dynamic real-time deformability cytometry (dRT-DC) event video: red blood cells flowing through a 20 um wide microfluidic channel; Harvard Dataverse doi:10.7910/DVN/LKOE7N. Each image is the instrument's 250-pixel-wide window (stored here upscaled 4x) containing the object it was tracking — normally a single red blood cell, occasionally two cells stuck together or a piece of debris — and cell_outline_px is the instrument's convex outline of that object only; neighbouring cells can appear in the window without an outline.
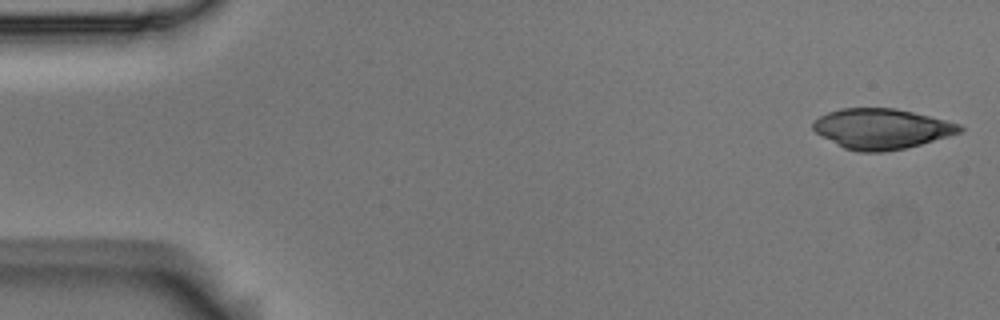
{"species": "Egyptian fruit bat (a non-hibernating species)", "species_latin": "Rousettus aegyptiacus", "temperature_condition": "room temperature", "stored_images_in_passage": 53, "camera_frame_rate_fps": 3000, "um_per_image_px": 0.085, "animal": {"sex": "male"}, "frame": {"image": 1, "passage_image": 1, "time_ms": 0.0, "image_size_px": [1000, 320], "cell_outline_px": [[964, 128], [960, 132], [948, 136], [920, 144], [904, 148], [880, 152], [860, 152], [844, 148], [816, 132], [812, 128], [812, 124], [820, 116], [828, 112], [840, 108], [896, 108], [960, 124]], "centroid_in_image_um": [74.92, 10.94], "position_along_channel_um": 10.1, "area_um2": 33.93}}